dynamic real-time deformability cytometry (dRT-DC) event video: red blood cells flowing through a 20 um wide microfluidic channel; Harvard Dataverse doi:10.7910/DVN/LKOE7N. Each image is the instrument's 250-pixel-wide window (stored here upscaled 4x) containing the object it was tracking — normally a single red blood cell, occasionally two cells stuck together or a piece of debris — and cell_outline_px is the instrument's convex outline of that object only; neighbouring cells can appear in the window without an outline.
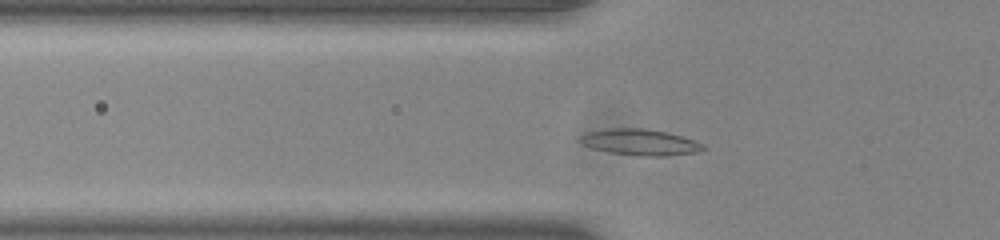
{"species": "common noctule bat (a hibernating species)", "species_latin": "Nyctalus noctula", "temperature_condition": "room temperature", "stored_images_in_passage": 47, "camera_frame_rate_fps": 3000, "um_per_image_px": 0.085, "animal": {"sex": "male", "body_mass_g": 20.0, "forearm_length_mm": 53.3}, "frame": {"image": 1, "passage_image": 11, "time_ms": 3.333, "image_size_px": [1000, 240], "cell_outline_px": [[708, 148], [696, 152], [668, 156], [640, 156], [612, 152], [592, 148], [576, 140], [580, 136], [588, 132], [612, 128], [644, 128], [668, 132], [704, 144]], "centroid_in_image_um": [54.42, 12.09], "position_along_channel_um": 71.4, "area_um2": 18.67}}
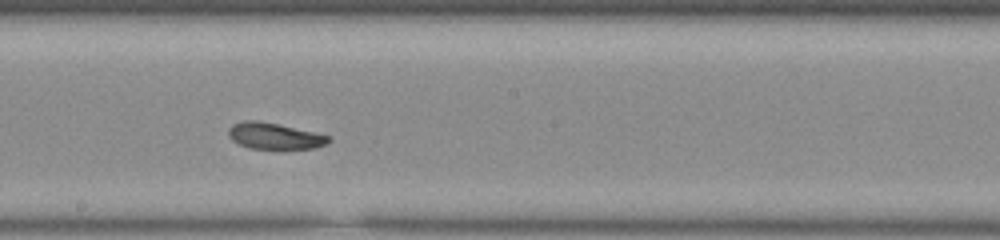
{"frame": {"image": 2, "passage_image": 23, "time_ms": 7.333, "image_size_px": [1000, 240], "cell_outline_px": [[332, 140], [316, 148], [248, 148], [232, 140], [228, 136], [228, 128], [232, 124], [244, 120], [256, 120], [316, 132], [332, 136]], "centroid_in_image_um": [23.33, 11.55], "position_along_channel_um": 224.9, "area_um2": 15.26}}
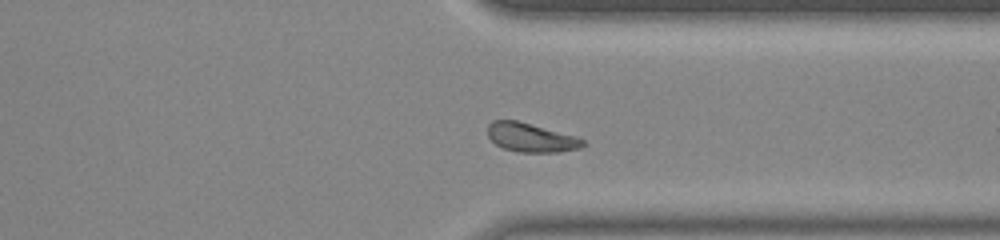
{"frame": {"image": 3, "passage_image": 34, "time_ms": 11.0, "image_size_px": [1000, 240], "cell_outline_px": [[584, 144], [580, 148], [556, 152], [516, 152], [504, 148], [496, 144], [488, 136], [488, 124], [492, 120], [516, 120], [576, 136], [584, 140]], "centroid_in_image_um": [45.11, 11.69], "position_along_channel_um": 366.3, "area_um2": 15.9}, "authors_computed_cell_mechanics": {"area_um2": 16.5886, "velocity_mm_per_s": 3.8523, "shape_relaxation_time_tau1_ms": 1.5822, "shape_relaxation_time_tau2_ms": 2.3546, "deformation_change_tau1": 0.0809, "deformation_change_tau2": 0.0832}}